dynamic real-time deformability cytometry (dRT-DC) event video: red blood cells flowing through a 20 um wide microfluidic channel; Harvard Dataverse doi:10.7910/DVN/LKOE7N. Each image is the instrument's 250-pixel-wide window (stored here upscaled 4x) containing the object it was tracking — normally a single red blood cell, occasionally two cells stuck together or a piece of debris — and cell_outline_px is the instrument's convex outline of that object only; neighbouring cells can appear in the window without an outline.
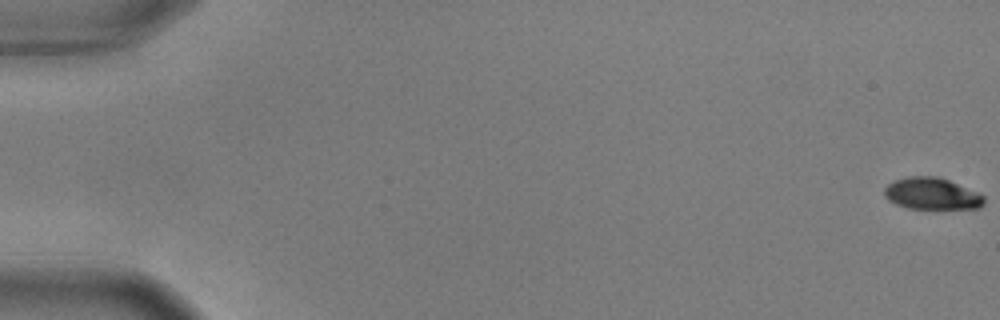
{"species": "common noctule bat (a hibernating species)", "species_latin": "Nyctalus noctula", "temperature_condition": "warm", "stored_images_in_passage": 7, "camera_frame_rate_fps": 3000, "um_per_image_px": 0.085, "animal": {"sex": "male", "body_mass_g": 17.9, "forearm_length_mm": 54.2}, "frame": {"image": 1, "passage_image": 1, "time_ms": 0.0, "image_size_px": [1000, 320], "cell_outline_px": [[984, 204], [980, 208], [908, 208], [896, 204], [888, 200], [884, 196], [884, 188], [888, 184], [896, 180], [908, 176], [936, 176], [948, 180], [976, 192], [984, 196]], "centroid_in_image_um": [79.18, 16.46], "position_along_channel_um": 5.8, "area_um2": 18.21}}